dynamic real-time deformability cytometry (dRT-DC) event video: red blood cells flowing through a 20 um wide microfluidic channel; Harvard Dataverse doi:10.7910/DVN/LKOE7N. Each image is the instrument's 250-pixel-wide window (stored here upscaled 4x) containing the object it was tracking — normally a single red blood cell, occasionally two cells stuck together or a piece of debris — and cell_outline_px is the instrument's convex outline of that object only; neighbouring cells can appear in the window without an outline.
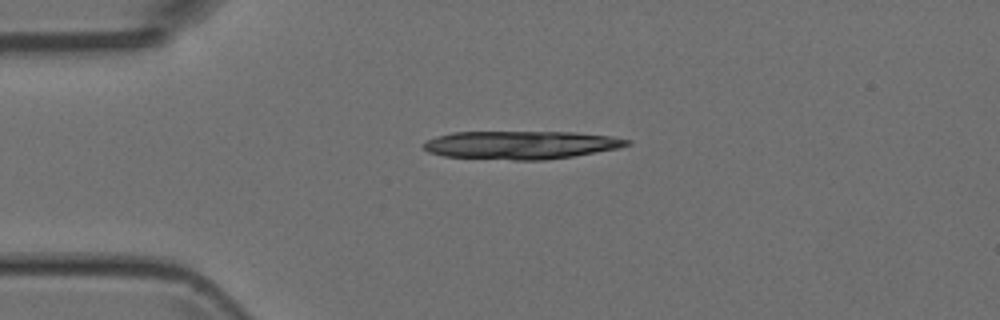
{"species": "Egyptian fruit bat (a non-hibernating species)", "species_latin": "Rousettus aegyptiacus", "temperature_condition": "room temperature", "stored_images_in_passage": 4, "camera_frame_rate_fps": 3000, "um_per_image_px": 0.085, "animal": {"sex": "female"}, "frame": {"image": 1, "passage_image": 4, "time_ms": 3.667, "image_size_px": [1000, 320], "cell_outline_px": [[632, 144], [620, 148], [572, 156], [544, 160], [512, 160], [444, 156], [428, 152], [420, 144], [436, 136], [452, 132], [576, 132], [612, 136], [632, 140]], "centroid_in_image_um": [44.3, 12.31], "position_along_channel_um": 40.7, "area_um2": 33.58}}